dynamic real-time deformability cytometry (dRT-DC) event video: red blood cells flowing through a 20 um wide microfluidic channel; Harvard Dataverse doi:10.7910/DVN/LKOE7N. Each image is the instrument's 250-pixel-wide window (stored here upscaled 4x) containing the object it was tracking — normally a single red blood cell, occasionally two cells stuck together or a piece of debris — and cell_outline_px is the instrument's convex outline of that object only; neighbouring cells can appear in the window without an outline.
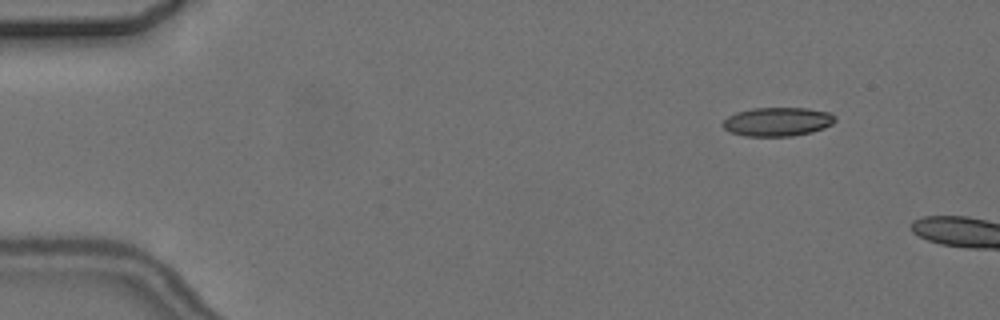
{"species": "common noctule bat (a hibernating species)", "species_latin": "Nyctalus noctula", "temperature_condition": "cold", "stored_images_in_passage": 4, "camera_frame_rate_fps": 3000, "um_per_image_px": 0.085, "animal": {"sex": "female", "body_mass_g": 24.6, "forearm_length_mm": 56.2}, "frame": {"image": 1, "passage_image": 2, "time_ms": 1.0, "image_size_px": [1000, 320], "cell_outline_px": [[836, 120], [832, 124], [824, 128], [812, 132], [792, 136], [744, 136], [728, 132], [720, 124], [728, 116], [736, 112], [752, 108], [808, 108], [832, 112], [836, 116]], "centroid_in_image_um": [66.09, 10.34], "position_along_channel_um": 18.9, "area_um2": 19.19}}